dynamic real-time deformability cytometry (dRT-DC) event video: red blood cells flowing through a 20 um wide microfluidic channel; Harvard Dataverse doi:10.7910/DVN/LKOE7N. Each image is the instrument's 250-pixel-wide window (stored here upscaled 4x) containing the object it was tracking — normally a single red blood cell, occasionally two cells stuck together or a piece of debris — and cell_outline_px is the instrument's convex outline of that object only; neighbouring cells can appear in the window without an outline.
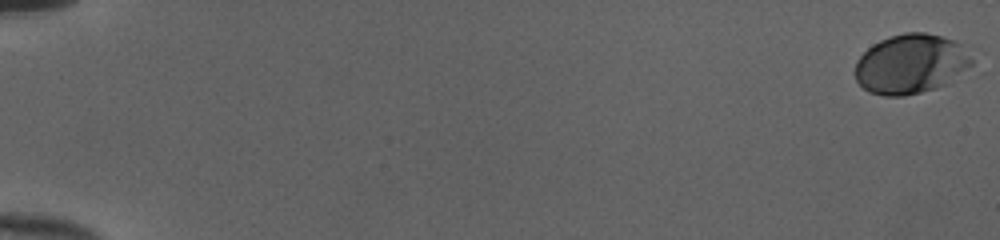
{"species": "human", "species_latin": "Homo sapiens", "temperature_condition": "cold", "stored_images_in_passage": 53, "camera_frame_rate_fps": 3000, "um_per_image_px": 0.085, "donor": {"sex": "female"}, "frame": {"image": 1, "passage_image": 1, "time_ms": 0.0, "image_size_px": [1000, 240], "cell_outline_px": [[980, 48], [972, 64], [948, 84], [936, 88], [904, 96], [884, 96], [868, 92], [856, 80], [856, 60], [872, 44], [880, 40], [904, 32], [924, 32], [940, 36], [968, 44]], "centroid_in_image_um": [77.56, 5.41], "position_along_channel_um": 7.4, "area_um2": 41.67}}
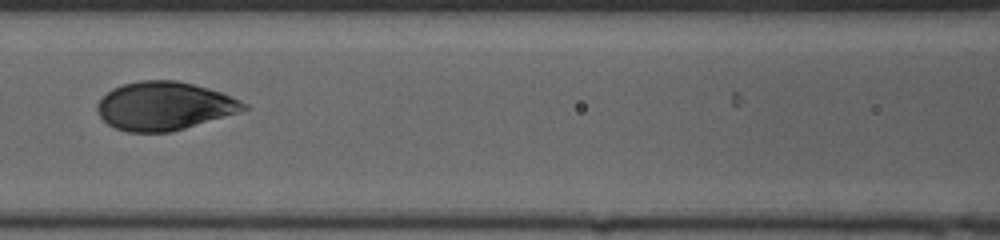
{"frame": {"image": 2, "passage_image": 27, "time_ms": 8.667, "image_size_px": [1000, 240], "cell_outline_px": [[252, 108], [240, 112], [184, 128], [168, 132], [128, 132], [116, 128], [108, 124], [100, 116], [96, 108], [96, 104], [112, 88], [124, 84], [140, 80], [176, 80], [208, 88], [220, 92], [240, 100], [248, 104]], "centroid_in_image_um": [13.98, 9.0], "position_along_channel_um": 152.6, "area_um2": 41.1}}
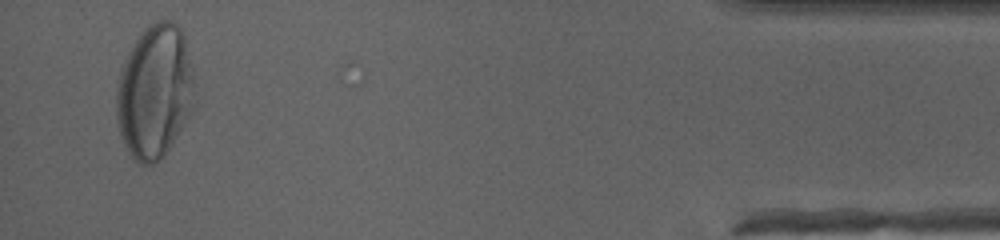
{"frame": {"image": 3, "passage_image": 52, "time_ms": 17.0, "image_size_px": [1000, 240], "cell_outline_px": [[196, 100], [192, 112], [168, 152], [156, 164], [140, 164], [128, 152], [120, 136], [116, 120], [116, 88], [120, 72], [124, 60], [128, 52], [140, 32], [144, 28], [156, 20], [172, 20], [180, 28], [184, 36], [192, 72]], "centroid_in_image_um": [13.15, 7.82], "position_along_channel_um": 422.1, "area_um2": 61.67}, "authors_computed_cell_mechanics": {"area_um2": 41.5582, "velocity_mm_per_s": 3.986, "shape_relaxation_time_tau1_ms": 3.0548, "shape_relaxation_time_tau2_ms": null, "deformation_change_tau1": 0.1413, "deformation_change_tau2": null}}